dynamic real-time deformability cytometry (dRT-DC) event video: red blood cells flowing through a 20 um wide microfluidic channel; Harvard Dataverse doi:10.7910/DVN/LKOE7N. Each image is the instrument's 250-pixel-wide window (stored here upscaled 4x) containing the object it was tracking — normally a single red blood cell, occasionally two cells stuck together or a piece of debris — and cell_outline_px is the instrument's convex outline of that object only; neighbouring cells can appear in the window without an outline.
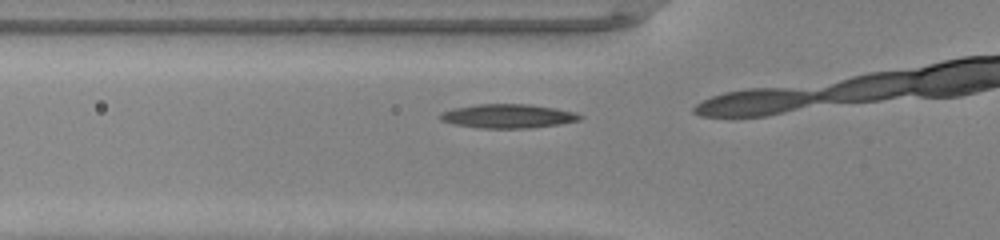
{"species": "common noctule bat (a hibernating species)", "species_latin": "Nyctalus noctula", "temperature_condition": "warm", "stored_images_in_passage": 10, "camera_frame_rate_fps": 3000, "um_per_image_px": 0.085, "animal": {"sex": "male", "body_mass_g": 20.0, "forearm_length_mm": 53.3}, "frame": {"image": 1, "passage_image": 6, "time_ms": 1.667, "image_size_px": [1000, 240], "cell_outline_px": [[584, 116], [580, 120], [560, 124], [532, 128], [480, 128], [452, 124], [440, 120], [436, 116], [440, 112], [452, 108], [476, 104], [528, 104], [556, 108], [576, 112]], "centroid_in_image_um": [43.14, 9.87], "position_along_channel_um": 82.7, "area_um2": 19.88}}